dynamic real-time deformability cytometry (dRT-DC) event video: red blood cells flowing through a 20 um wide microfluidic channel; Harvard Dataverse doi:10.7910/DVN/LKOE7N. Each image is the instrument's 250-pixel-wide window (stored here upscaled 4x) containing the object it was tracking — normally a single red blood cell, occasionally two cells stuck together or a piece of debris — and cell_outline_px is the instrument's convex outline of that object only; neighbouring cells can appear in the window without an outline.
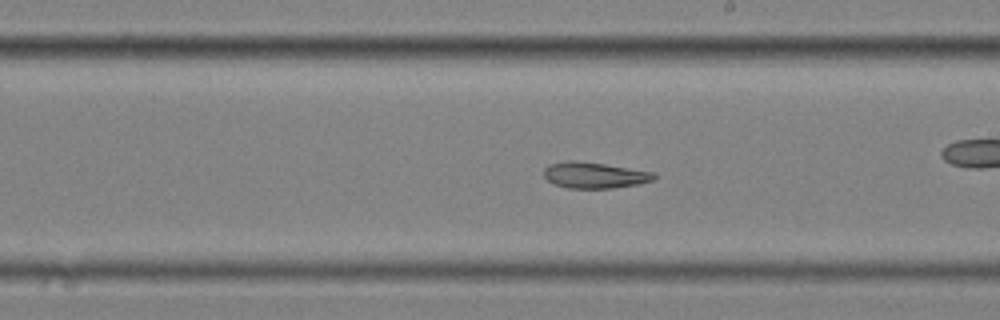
{"species": "common noctule bat (a hibernating species)", "species_latin": "Nyctalus noctula", "temperature_condition": "cold", "stored_images_in_passage": 38, "camera_frame_rate_fps": 3000, "um_per_image_px": 0.085, "animal": {"sex": "female", "body_mass_g": 25.1}, "frame": {"image": 1, "passage_image": 12, "time_ms": 3.667, "image_size_px": [1000, 320], "cell_outline_px": [[660, 176], [652, 180], [636, 184], [612, 188], [568, 188], [552, 184], [544, 176], [544, 168], [548, 164], [568, 160], [576, 160], [604, 164], [656, 172]], "centroid_in_image_um": [50.53, 14.88], "position_along_channel_um": 238.5, "area_um2": 16.88}}
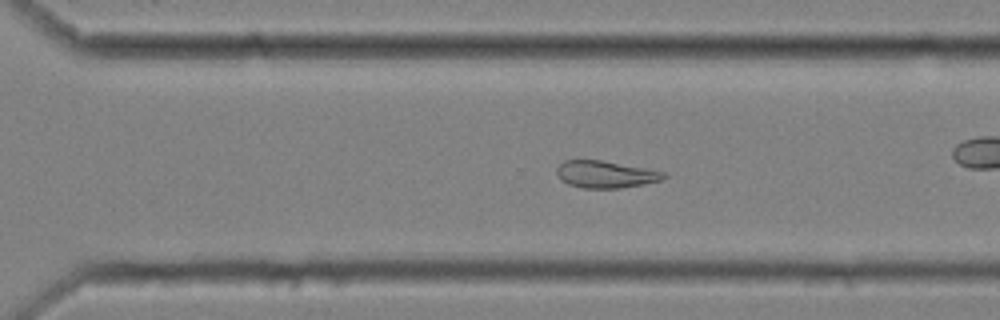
{"frame": {"image": 2, "passage_image": 19, "time_ms": 6.0, "image_size_px": [1000, 320], "cell_outline_px": [[668, 176], [660, 180], [644, 184], [620, 188], [584, 188], [568, 184], [560, 180], [556, 172], [556, 168], [564, 160], [600, 160], [664, 172]], "centroid_in_image_um": [51.42, 14.82], "position_along_channel_um": 319.2, "area_um2": 16.7}}
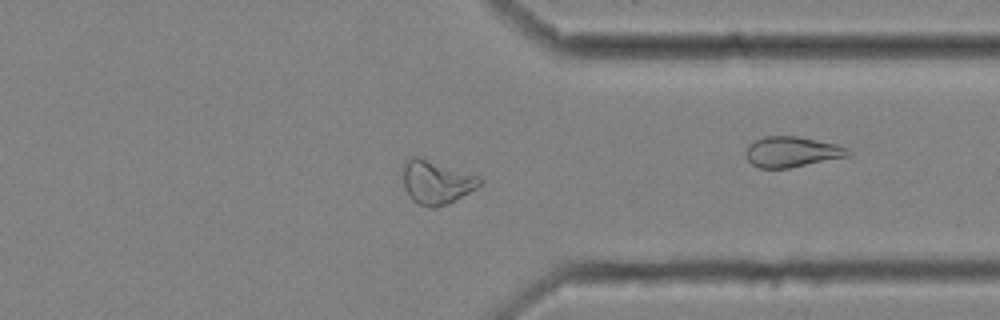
{"frame": {"image": 3, "passage_image": 24, "time_ms": 7.667, "image_size_px": [1000, 320], "cell_outline_px": [[484, 180], [476, 188], [448, 204], [436, 208], [428, 208], [412, 200], [408, 196], [404, 188], [404, 164], [412, 156], [416, 156], [480, 176]], "centroid_in_image_um": [37.1, 15.51], "position_along_channel_um": 374.3, "area_um2": 19.36}}